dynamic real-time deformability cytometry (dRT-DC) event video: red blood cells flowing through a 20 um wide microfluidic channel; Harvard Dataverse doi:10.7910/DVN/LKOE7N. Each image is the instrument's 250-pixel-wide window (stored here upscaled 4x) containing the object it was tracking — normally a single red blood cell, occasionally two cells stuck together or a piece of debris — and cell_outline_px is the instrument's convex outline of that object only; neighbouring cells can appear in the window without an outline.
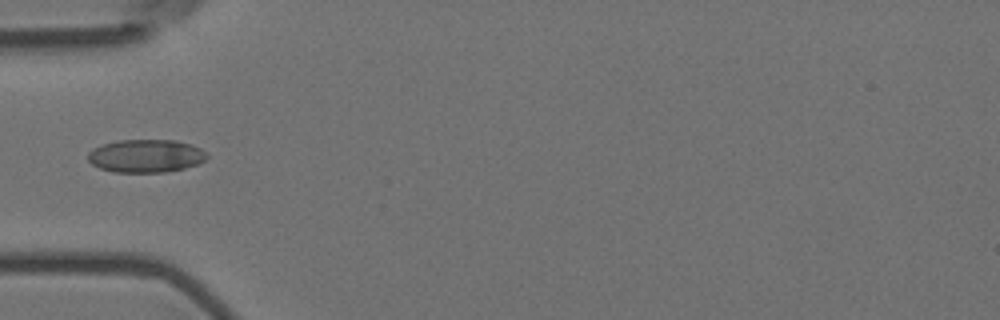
{"species": "Egyptian fruit bat (a non-hibernating species)", "species_latin": "Rousettus aegyptiacus", "temperature_condition": "room temperature", "stored_images_in_passage": 10, "camera_frame_rate_fps": 3000, "um_per_image_px": 0.085, "animal": {"sex": "female"}, "frame": {"image": 1, "passage_image": 6, "time_ms": 1.667, "image_size_px": [1000, 320], "cell_outline_px": [[208, 156], [204, 160], [196, 164], [184, 168], [164, 172], [112, 172], [100, 168], [92, 164], [88, 160], [88, 152], [92, 148], [104, 144], [120, 140], [176, 140], [192, 144], [200, 148]], "centroid_in_image_um": [12.38, 13.25], "position_along_channel_um": 72.6, "area_um2": 22.83}}
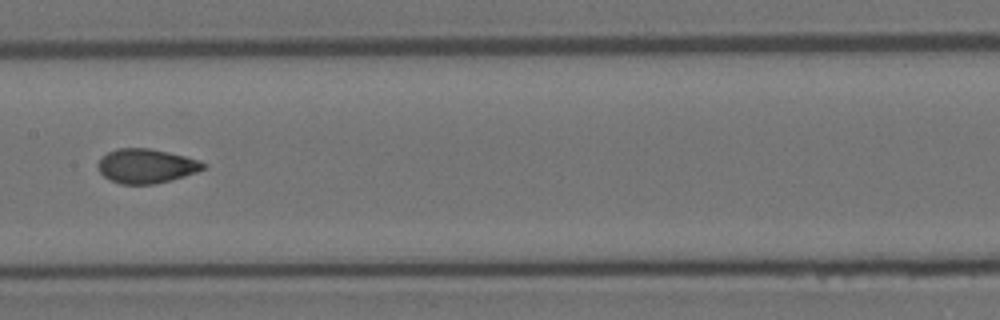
{"frame": {"image": 2, "passage_image": 9, "time_ms": 2.667, "image_size_px": [1000, 320], "cell_outline_px": [[208, 168], [184, 176], [152, 184], [120, 184], [104, 176], [100, 172], [96, 164], [108, 152], [116, 148], [148, 148], [184, 156], [200, 160], [208, 164]], "centroid_in_image_um": [12.45, 14.1], "position_along_channel_um": 194.9, "area_um2": 20.92}}
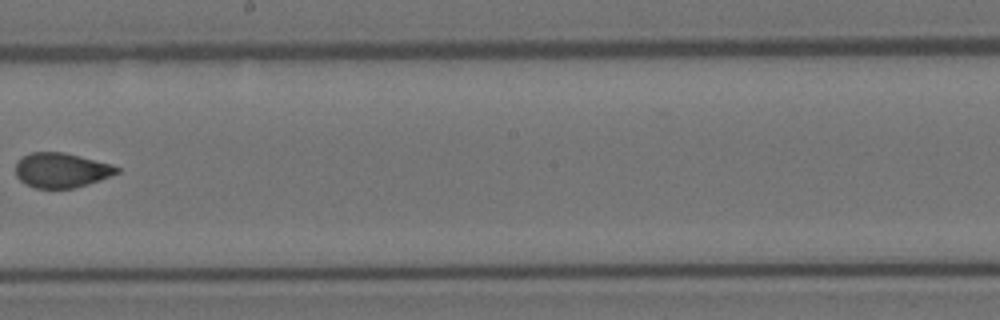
{"frame": {"image": 3, "passage_image": 10, "time_ms": 3.0, "image_size_px": [1000, 320], "cell_outline_px": [[120, 172], [100, 180], [88, 184], [72, 188], [36, 188], [20, 180], [16, 176], [16, 160], [20, 156], [32, 152], [64, 152], [112, 164], [120, 168]], "centroid_in_image_um": [5.21, 14.45], "position_along_channel_um": 243.0, "area_um2": 20.58}}